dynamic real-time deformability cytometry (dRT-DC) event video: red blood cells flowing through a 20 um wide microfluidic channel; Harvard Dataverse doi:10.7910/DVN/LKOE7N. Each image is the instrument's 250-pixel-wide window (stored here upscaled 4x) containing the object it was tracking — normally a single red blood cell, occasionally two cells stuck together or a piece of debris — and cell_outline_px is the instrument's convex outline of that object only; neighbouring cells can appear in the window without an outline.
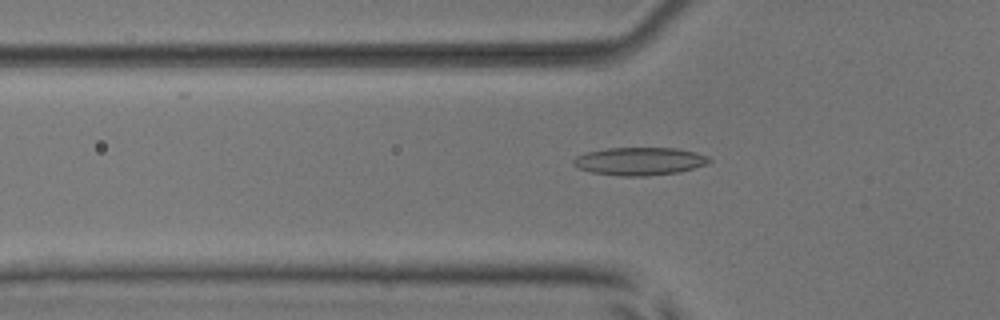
{"species": "common noctule bat (a hibernating species)", "species_latin": "Nyctalus noctula", "temperature_condition": "room temperature", "stored_images_in_passage": 53, "camera_frame_rate_fps": 3000, "um_per_image_px": 0.085, "animal": {"sex": "male", "body_mass_g": 17.9, "forearm_length_mm": 54.2}, "frame": {"image": 1, "passage_image": 18, "time_ms": 5.667, "image_size_px": [1000, 320], "cell_outline_px": [[712, 160], [708, 164], [680, 172], [648, 176], [620, 176], [592, 172], [580, 168], [572, 164], [572, 160], [576, 156], [584, 152], [608, 148], [676, 148], [696, 152], [708, 156]], "centroid_in_image_um": [54.38, 13.7], "position_along_channel_um": 71.4, "area_um2": 22.25}}
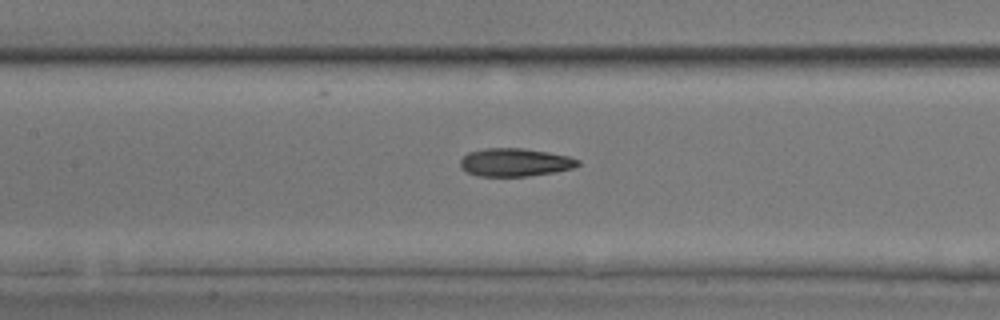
{"frame": {"image": 2, "passage_image": 25, "time_ms": 8.0, "image_size_px": [1000, 320], "cell_outline_px": [[580, 164], [572, 168], [556, 172], [528, 176], [480, 176], [468, 172], [460, 168], [460, 160], [468, 152], [484, 148], [524, 148], [548, 152], [568, 156], [580, 160]], "centroid_in_image_um": [43.77, 13.79], "position_along_channel_um": 163.6, "area_um2": 19.31}}
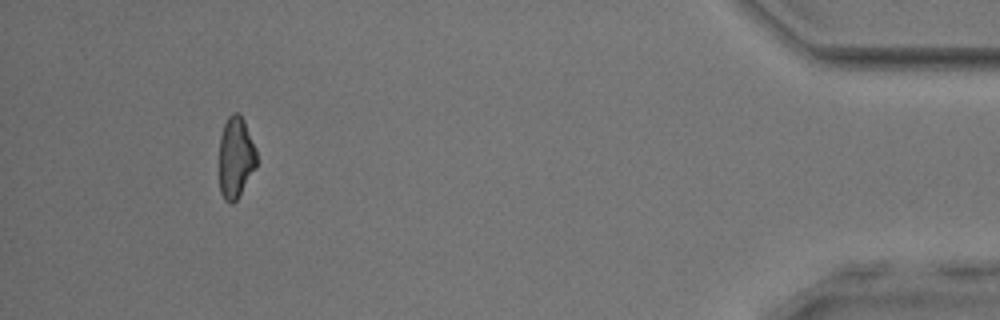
{"frame": {"image": 3, "passage_image": 49, "time_ms": 16.0, "image_size_px": [1000, 320], "cell_outline_px": [[256, 164], [236, 200], [232, 204], [224, 200], [220, 192], [220, 136], [224, 124], [228, 116], [232, 112], [236, 112], [244, 120], [256, 148]], "centroid_in_image_um": [20.02, 13.35], "position_along_channel_um": 415.2, "area_um2": 17.4}, "authors_computed_cell_mechanics": {"area_um2": 19.7098, "velocity_mm_per_s": 3.9468, "shape_relaxation_time_tau1_ms": 6.9675, "shape_relaxation_time_tau2_ms": 2.9871, "deformation_change_tau1": 0.158, "deformation_change_tau2": 0.1079}}